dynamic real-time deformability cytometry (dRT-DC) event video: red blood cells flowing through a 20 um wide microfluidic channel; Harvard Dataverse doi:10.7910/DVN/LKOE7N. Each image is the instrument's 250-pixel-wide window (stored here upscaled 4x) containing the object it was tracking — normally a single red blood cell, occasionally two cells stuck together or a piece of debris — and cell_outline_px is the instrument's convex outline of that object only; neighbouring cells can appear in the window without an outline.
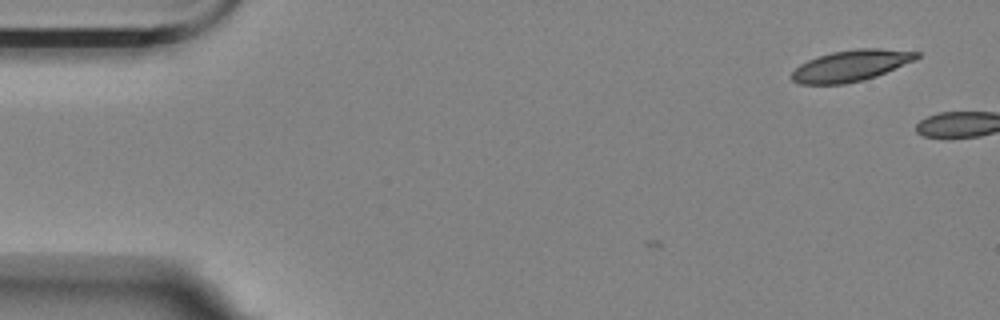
{"species": "Egyptian fruit bat (a non-hibernating species)", "species_latin": "Rousettus aegyptiacus", "temperature_condition": "room temperature", "stored_images_in_passage": 2, "camera_frame_rate_fps": 3000, "um_per_image_px": 0.085, "animal": {"sex": "female"}, "frame": {"image": 1, "passage_image": 2, "time_ms": 0.333, "image_size_px": [1000, 320], "cell_outline_px": [[920, 56], [916, 60], [876, 76], [864, 80], [844, 84], [800, 84], [792, 80], [788, 76], [800, 64], [808, 60], [832, 52], [856, 48], [880, 48], [920, 52]], "centroid_in_image_um": [72.33, 5.58], "position_along_channel_um": 12.7, "area_um2": 22.83}}